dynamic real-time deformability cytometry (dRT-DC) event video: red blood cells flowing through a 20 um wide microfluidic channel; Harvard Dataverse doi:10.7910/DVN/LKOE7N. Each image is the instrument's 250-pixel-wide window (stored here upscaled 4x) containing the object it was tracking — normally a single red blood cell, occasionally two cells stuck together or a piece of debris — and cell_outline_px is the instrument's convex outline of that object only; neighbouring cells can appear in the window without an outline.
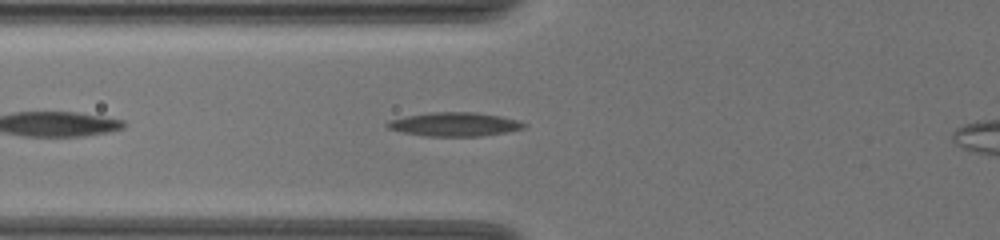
{"species": "common noctule bat (a hibernating species)", "species_latin": "Nyctalus noctula", "temperature_condition": "warm", "stored_images_in_passage": 37, "camera_frame_rate_fps": 3000, "um_per_image_px": 0.085, "animal": {"sex": "female", "body_mass_g": 19.5, "forearm_length_mm": 54.1}, "frame": {"image": 1, "passage_image": 5, "time_ms": 1.333, "image_size_px": [1000, 240], "cell_outline_px": [[528, 124], [524, 128], [504, 132], [480, 136], [424, 136], [404, 132], [388, 128], [384, 124], [392, 120], [408, 116], [432, 112], [476, 112], [500, 116], [516, 120]], "centroid_in_image_um": [38.65, 10.56], "position_along_channel_um": 87.1, "area_um2": 18.67}}
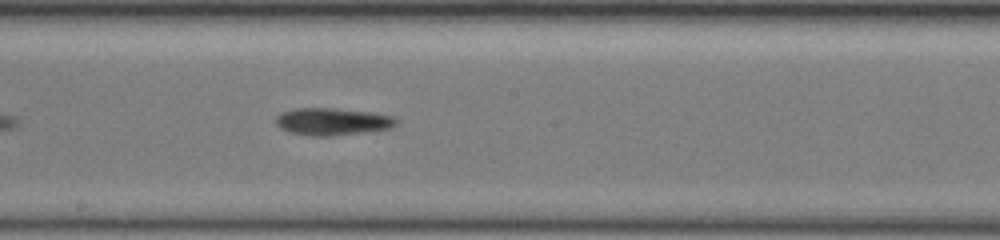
{"frame": {"image": 2, "passage_image": 16, "time_ms": 5.0, "image_size_px": [1000, 240], "cell_outline_px": [[396, 124], [388, 128], [360, 132], [328, 136], [312, 136], [292, 132], [280, 128], [276, 124], [276, 116], [284, 112], [296, 108], [328, 108], [368, 112], [392, 116], [396, 120]], "centroid_in_image_um": [28.19, 10.33], "position_along_channel_um": 220.0, "area_um2": 18.5}}
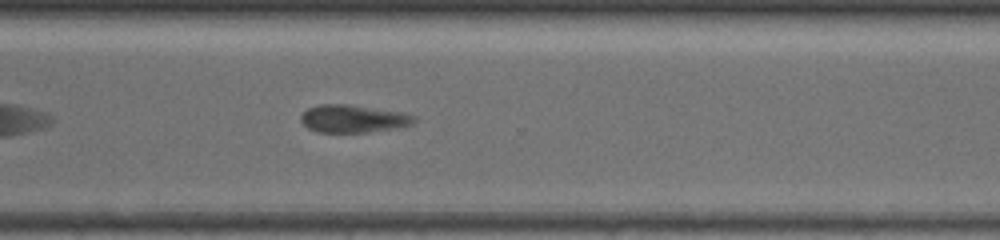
{"frame": {"image": 3, "passage_image": 26, "time_ms": 8.333, "image_size_px": [1000, 240], "cell_outline_px": [[416, 120], [412, 124], [392, 128], [368, 132], [320, 132], [308, 128], [300, 120], [300, 116], [308, 108], [320, 104], [344, 104], [396, 112], [412, 116]], "centroid_in_image_um": [29.92, 10.1], "position_along_channel_um": 340.7, "area_um2": 17.63}}